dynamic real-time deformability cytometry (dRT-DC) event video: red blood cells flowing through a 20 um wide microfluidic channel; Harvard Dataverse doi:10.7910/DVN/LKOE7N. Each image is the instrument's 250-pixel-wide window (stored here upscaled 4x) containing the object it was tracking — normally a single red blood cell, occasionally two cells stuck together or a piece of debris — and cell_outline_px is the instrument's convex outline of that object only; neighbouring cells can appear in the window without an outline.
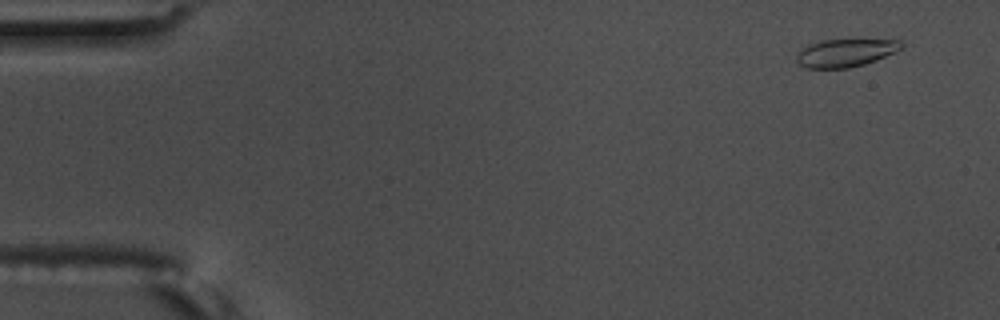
{"species": "common noctule bat (a hibernating species)", "species_latin": "Nyctalus noctula", "temperature_condition": "warm", "stored_images_in_passage": 55, "camera_frame_rate_fps": 3000, "um_per_image_px": 0.085, "animal": {"sex": "male", "body_mass_g": 17.5, "forearm_length_mm": 52.3}, "frame": {"image": 1, "passage_image": 3, "time_ms": 0.667, "image_size_px": [1000, 320], "cell_outline_px": [[904, 48], [896, 52], [876, 60], [864, 64], [848, 68], [804, 68], [796, 60], [796, 56], [808, 44], [820, 40], [900, 40], [904, 44]], "centroid_in_image_um": [71.89, 4.49], "position_along_channel_um": 13.1, "area_um2": 16.99}}
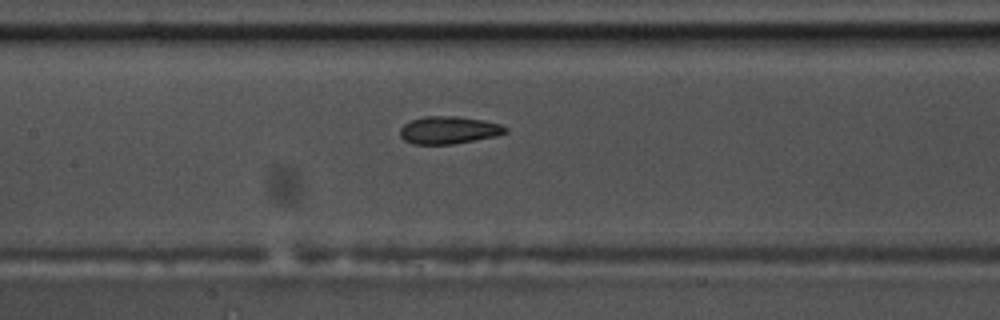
{"frame": {"image": 2, "passage_image": 26, "time_ms": 8.333, "image_size_px": [1000, 320], "cell_outline_px": [[508, 132], [496, 136], [452, 144], [412, 144], [404, 140], [400, 136], [400, 128], [404, 124], [412, 120], [424, 116], [460, 116], [500, 124], [508, 128]], "centroid_in_image_um": [38.13, 11.06], "position_along_channel_um": 169.3, "area_um2": 16.88}}
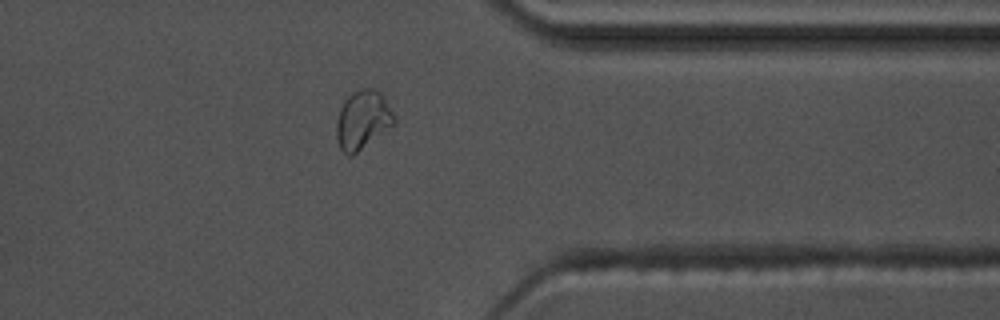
{"frame": {"image": 3, "passage_image": 44, "time_ms": 14.333, "image_size_px": [1000, 320], "cell_outline_px": [[396, 124], [352, 156], [348, 156], [340, 148], [336, 136], [336, 124], [340, 108], [344, 100], [352, 92], [360, 88], [372, 88], [380, 92], [396, 116]], "centroid_in_image_um": [30.84, 10.19], "position_along_channel_um": 380.6, "area_um2": 19.94}, "authors_computed_cell_mechanics": {"area_um2": 17.7446, "velocity_mm_per_s": 3.6562, "shape_relaxation_time_tau1_ms": null, "shape_relaxation_time_tau2_ms": 1.4148, "deformation_change_tau1": null, "deformation_change_tau2": 0.0556}}